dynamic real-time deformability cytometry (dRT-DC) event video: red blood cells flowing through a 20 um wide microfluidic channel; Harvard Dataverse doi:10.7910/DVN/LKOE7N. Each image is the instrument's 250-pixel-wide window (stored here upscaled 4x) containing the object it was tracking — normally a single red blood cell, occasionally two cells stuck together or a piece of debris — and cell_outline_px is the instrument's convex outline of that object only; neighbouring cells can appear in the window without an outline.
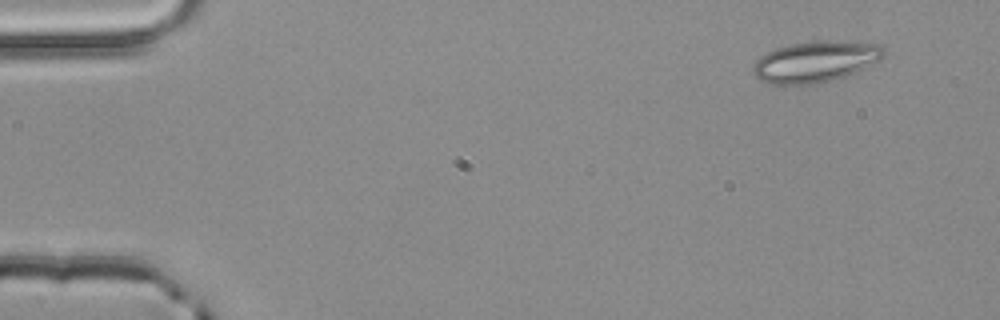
{"species": "common noctule bat (a hibernating species)", "species_latin": "Nyctalus noctula", "temperature_condition": "room temperature", "stored_images_in_passage": 3, "camera_frame_rate_fps": 3000, "um_per_image_px": 0.085, "animal": {"sex": "male", "body_mass_g": 20.4}, "frame": {"image": 1, "passage_image": 1, "time_ms": 0.0, "image_size_px": [1000, 320], "cell_outline_px": [[884, 56], [880, 60], [840, 80], [816, 84], [768, 84], [760, 80], [752, 72], [752, 68], [756, 60], [760, 56], [776, 48], [792, 44], [812, 40], [828, 40], [880, 44], [884, 48]], "centroid_in_image_um": [69.33, 5.25], "position_along_channel_um": 15.7, "area_um2": 31.73}}